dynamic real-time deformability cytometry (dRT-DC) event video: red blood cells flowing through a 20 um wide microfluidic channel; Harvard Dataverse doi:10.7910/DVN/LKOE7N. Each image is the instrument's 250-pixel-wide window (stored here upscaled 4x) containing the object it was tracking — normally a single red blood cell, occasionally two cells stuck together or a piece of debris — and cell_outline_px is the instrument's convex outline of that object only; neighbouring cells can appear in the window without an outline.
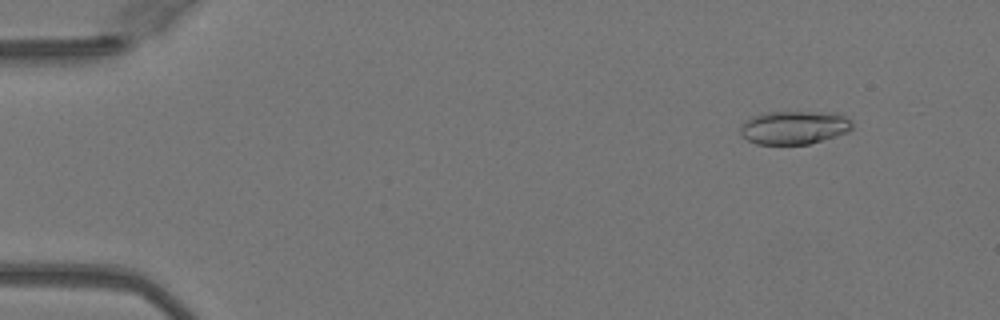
{"species": "Egyptian fruit bat (a non-hibernating species)", "species_latin": "Rousettus aegyptiacus", "temperature_condition": "warm", "stored_images_in_passage": 13, "camera_frame_rate_fps": 3000, "um_per_image_px": 0.085, "animal": {"sex": "female"}, "frame": {"image": 1, "passage_image": 1, "time_ms": 0.0, "image_size_px": [1000, 320], "cell_outline_px": [[852, 128], [848, 132], [836, 136], [808, 144], [756, 144], [748, 140], [740, 132], [740, 124], [744, 120], [752, 116], [764, 112], [836, 112], [852, 120]], "centroid_in_image_um": [67.5, 10.82], "position_along_channel_um": 17.5, "area_um2": 21.96}}
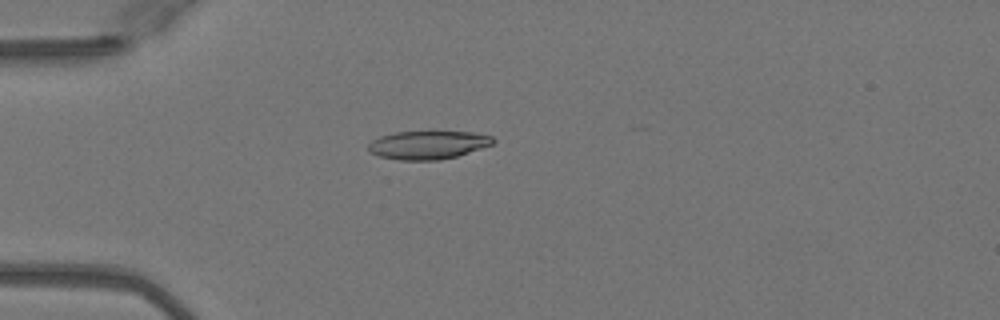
{"frame": {"image": 2, "passage_image": 10, "time_ms": 3.0, "image_size_px": [1000, 320], "cell_outline_px": [[496, 140], [492, 144], [456, 156], [440, 160], [400, 160], [380, 156], [368, 152], [368, 144], [372, 140], [380, 136], [396, 132], [472, 132], [492, 136]], "centroid_in_image_um": [36.35, 12.32], "position_along_channel_um": 48.7, "area_um2": 20.4}}